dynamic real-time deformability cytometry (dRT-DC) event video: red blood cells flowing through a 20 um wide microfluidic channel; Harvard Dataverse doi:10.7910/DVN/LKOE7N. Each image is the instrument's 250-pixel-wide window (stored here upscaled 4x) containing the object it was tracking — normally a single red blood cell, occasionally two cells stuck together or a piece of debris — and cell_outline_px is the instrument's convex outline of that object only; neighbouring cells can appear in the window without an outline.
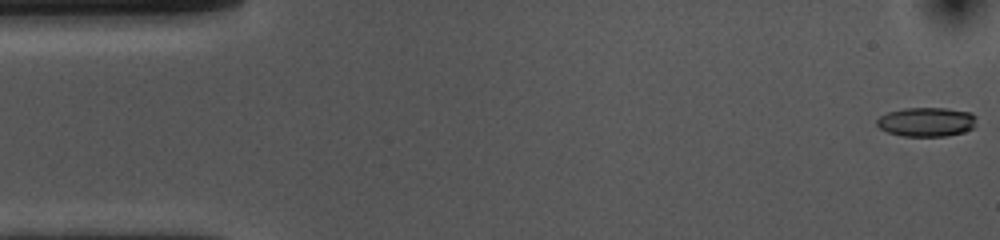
{"species": "common noctule bat (a hibernating species)", "species_latin": "Nyctalus noctula", "temperature_condition": "cold", "stored_images_in_passage": 53, "camera_frame_rate_fps": 3000, "um_per_image_px": 0.085, "animal": {"sex": "female", "body_mass_g": 10.0, "forearm_length_mm": 53.1}, "frame": {"image": 1, "passage_image": 1, "time_ms": 0.0, "image_size_px": [1000, 240], "cell_outline_px": [[976, 116], [972, 128], [964, 132], [948, 136], [904, 136], [888, 132], [880, 128], [876, 124], [876, 120], [880, 116], [888, 112], [904, 108], [944, 108], [972, 112]], "centroid_in_image_um": [78.75, 10.36], "position_along_channel_um": 6.3, "area_um2": 16.94}}
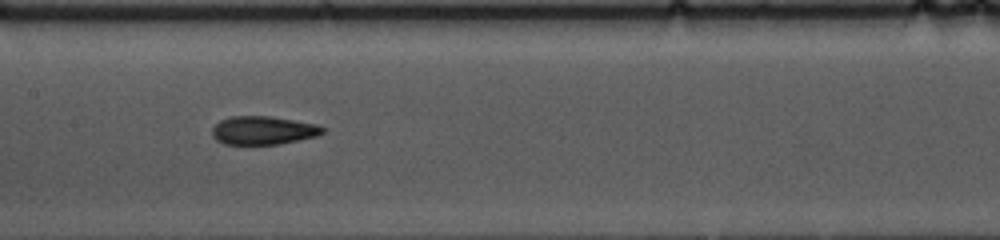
{"frame": {"image": 2, "passage_image": 25, "time_ms": 8.0, "image_size_px": [1000, 240], "cell_outline_px": [[324, 132], [316, 136], [300, 140], [280, 144], [224, 144], [216, 140], [212, 136], [212, 128], [220, 120], [232, 116], [272, 116], [316, 124], [324, 128]], "centroid_in_image_um": [22.36, 11.08], "position_along_channel_um": 185.0, "area_um2": 18.32}}
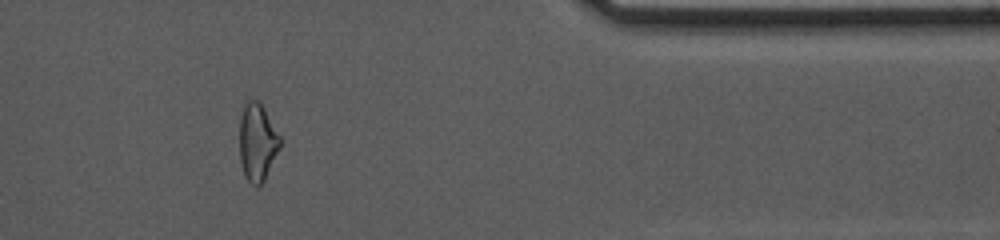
{"frame": {"image": 3, "passage_image": 44, "time_ms": 14.333, "image_size_px": [1000, 240], "cell_outline_px": [[280, 148], [264, 180], [256, 188], [244, 176], [240, 160], [240, 120], [244, 104], [248, 100], [260, 100], [280, 136]], "centroid_in_image_um": [21.87, 12.08], "position_along_channel_um": 389.5, "area_um2": 18.32}, "authors_computed_cell_mechanics": {"area_um2": 18.6116, "velocity_mm_per_s": 3.6823, "shape_relaxation_time_tau1_ms": 6.7689, "shape_relaxation_time_tau2_ms": 3.2431, "deformation_change_tau1": 0.1486, "deformation_change_tau2": 0.1086}}